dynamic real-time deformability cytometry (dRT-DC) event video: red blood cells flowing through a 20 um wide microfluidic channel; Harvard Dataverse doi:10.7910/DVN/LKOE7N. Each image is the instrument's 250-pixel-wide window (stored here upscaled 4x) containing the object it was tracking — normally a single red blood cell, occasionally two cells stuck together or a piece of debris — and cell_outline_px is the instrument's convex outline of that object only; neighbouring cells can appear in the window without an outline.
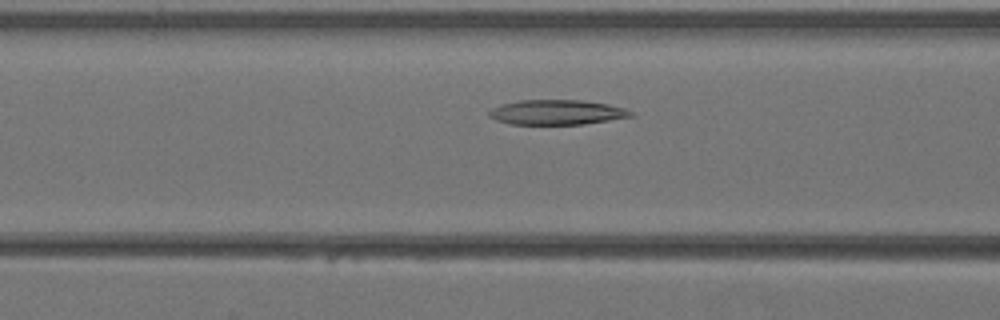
{"species": "Egyptian fruit bat (a non-hibernating species)", "species_latin": "Rousettus aegyptiacus", "temperature_condition": "warm", "stored_images_in_passage": 22, "camera_frame_rate_fps": 3000, "um_per_image_px": 0.085, "animal": {"sex": "female"}, "frame": {"image": 1, "passage_image": 4, "time_ms": 1.0, "image_size_px": [1000, 320], "cell_outline_px": [[636, 116], [584, 124], [508, 124], [496, 120], [488, 116], [488, 112], [492, 108], [500, 104], [520, 100], [580, 100], [608, 104], [624, 108], [632, 112]], "centroid_in_image_um": [47.31, 9.54], "position_along_channel_um": 119.3, "area_um2": 20.63}}
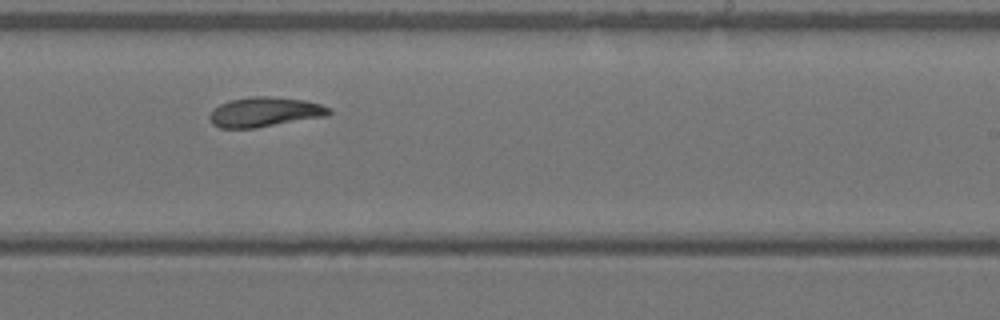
{"frame": {"image": 2, "passage_image": 13, "time_ms": 4.0, "image_size_px": [1000, 320], "cell_outline_px": [[332, 112], [328, 116], [252, 128], [220, 128], [212, 124], [208, 116], [220, 104], [228, 100], [252, 96], [268, 96], [304, 100], [320, 104], [328, 108]], "centroid_in_image_um": [22.49, 9.52], "position_along_channel_um": 266.5, "area_um2": 20.52}}
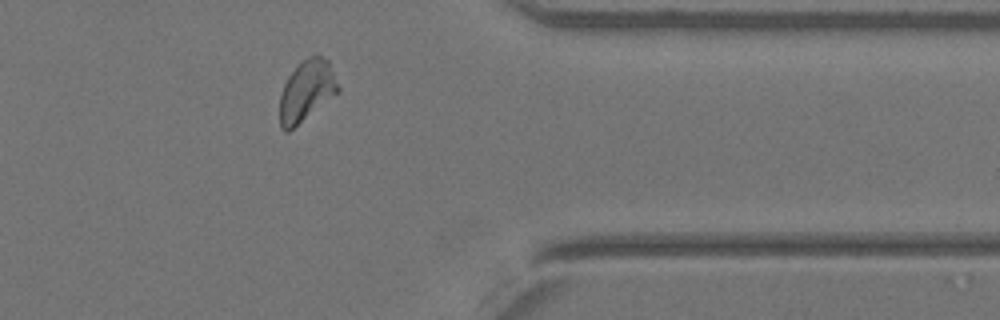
{"frame": {"image": 3, "passage_image": 21, "time_ms": 6.667, "image_size_px": [1000, 320], "cell_outline_px": [[340, 92], [288, 132], [284, 132], [280, 128], [280, 96], [284, 84], [288, 76], [308, 56], [316, 52], [328, 60], [340, 88]], "centroid_in_image_um": [26.08, 7.72], "position_along_channel_um": 385.3, "area_um2": 20.81}}